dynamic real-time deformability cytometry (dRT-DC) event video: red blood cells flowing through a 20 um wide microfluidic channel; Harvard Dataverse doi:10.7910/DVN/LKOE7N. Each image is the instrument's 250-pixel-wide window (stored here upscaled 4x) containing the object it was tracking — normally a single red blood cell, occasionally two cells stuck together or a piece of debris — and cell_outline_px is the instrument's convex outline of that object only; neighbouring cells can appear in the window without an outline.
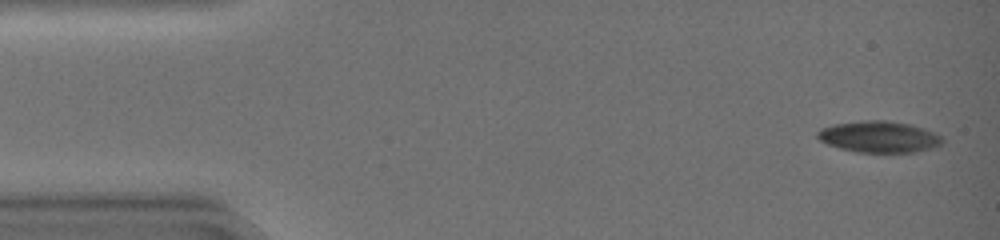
{"species": "common noctule bat (a hibernating species)", "species_latin": "Nyctalus noctula", "temperature_condition": "warm", "stored_images_in_passage": 14, "camera_frame_rate_fps": 3000, "um_per_image_px": 0.085, "animal": {"sex": "female", "body_mass_g": 19.0, "forearm_length_mm": 51.5}, "frame": {"image": 1, "passage_image": 2, "time_ms": 0.333, "image_size_px": [1000, 240], "cell_outline_px": [[944, 140], [940, 144], [932, 148], [912, 152], [860, 152], [840, 148], [828, 144], [820, 140], [816, 136], [816, 132], [824, 128], [836, 124], [872, 120], [884, 120], [908, 124], [932, 132], [940, 136]], "centroid_in_image_um": [74.71, 11.64], "position_along_channel_um": 10.3, "area_um2": 22.2}}
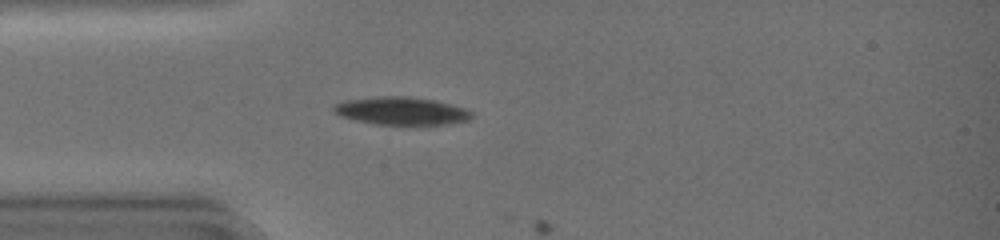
{"frame": {"image": 2, "passage_image": 13, "time_ms": 4.0, "image_size_px": [1000, 240], "cell_outline_px": [[472, 116], [468, 120], [440, 124], [376, 124], [356, 120], [340, 116], [332, 108], [336, 104], [348, 100], [380, 96], [404, 96], [432, 100], [464, 108], [472, 112]], "centroid_in_image_um": [34.09, 9.42], "position_along_channel_um": 50.9, "area_um2": 21.73}}